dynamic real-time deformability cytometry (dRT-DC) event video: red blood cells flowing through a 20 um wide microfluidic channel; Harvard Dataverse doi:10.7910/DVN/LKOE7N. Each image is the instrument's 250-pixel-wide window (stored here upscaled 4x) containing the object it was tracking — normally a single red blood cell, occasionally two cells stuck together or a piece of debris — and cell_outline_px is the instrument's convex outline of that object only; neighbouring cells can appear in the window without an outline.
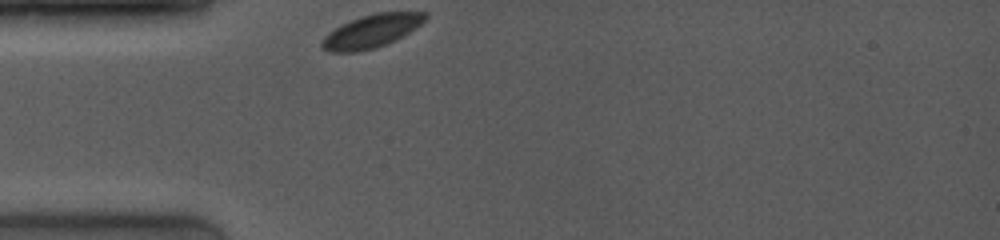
{"species": "common noctule bat (a hibernating species)", "species_latin": "Nyctalus noctula", "temperature_condition": "room temperature", "stored_images_in_passage": 6, "camera_frame_rate_fps": 4000, "um_per_image_px": 0.085, "animal": {"sex": "female", "body_mass_g": 19.0, "forearm_length_mm": 53.3}, "frame": {"image": 1, "passage_image": 1, "time_ms": 0.0, "image_size_px": [1000, 240], "cell_outline_px": [[428, 16], [420, 24], [396, 40], [372, 48], [356, 52], [328, 52], [320, 48], [320, 40], [328, 32], [360, 16], [376, 12], [428, 12]], "centroid_in_image_um": [31.53, 2.65], "position_along_channel_um": 53.5, "area_um2": 19.77}}